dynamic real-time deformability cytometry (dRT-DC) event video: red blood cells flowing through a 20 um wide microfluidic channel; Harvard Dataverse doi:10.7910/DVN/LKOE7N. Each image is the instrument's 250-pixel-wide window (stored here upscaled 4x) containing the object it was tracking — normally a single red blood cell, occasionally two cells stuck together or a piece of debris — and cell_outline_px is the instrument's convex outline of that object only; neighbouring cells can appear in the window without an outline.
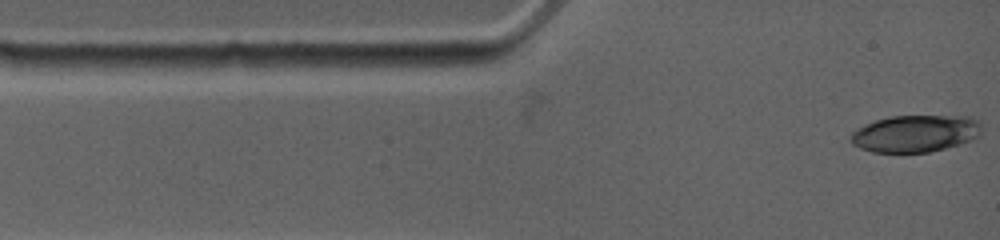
{"species": "common noctule bat (a hibernating species)", "species_latin": "Nyctalus noctula", "temperature_condition": "warm", "stored_images_in_passage": 6, "camera_frame_rate_fps": 4500, "um_per_image_px": 0.085, "animal": {"sex": "female", "body_mass_g": 19.0, "forearm_length_mm": 53.3}, "frame": {"image": 1, "passage_image": 1, "time_ms": 0.0, "image_size_px": [1000, 240], "cell_outline_px": [[980, 132], [972, 140], [944, 148], [928, 152], [872, 152], [860, 148], [852, 144], [852, 132], [876, 120], [888, 116], [968, 116], [976, 120], [980, 124]], "centroid_in_image_um": [77.8, 11.35], "position_along_channel_um": 7.2, "area_um2": 27.8}}